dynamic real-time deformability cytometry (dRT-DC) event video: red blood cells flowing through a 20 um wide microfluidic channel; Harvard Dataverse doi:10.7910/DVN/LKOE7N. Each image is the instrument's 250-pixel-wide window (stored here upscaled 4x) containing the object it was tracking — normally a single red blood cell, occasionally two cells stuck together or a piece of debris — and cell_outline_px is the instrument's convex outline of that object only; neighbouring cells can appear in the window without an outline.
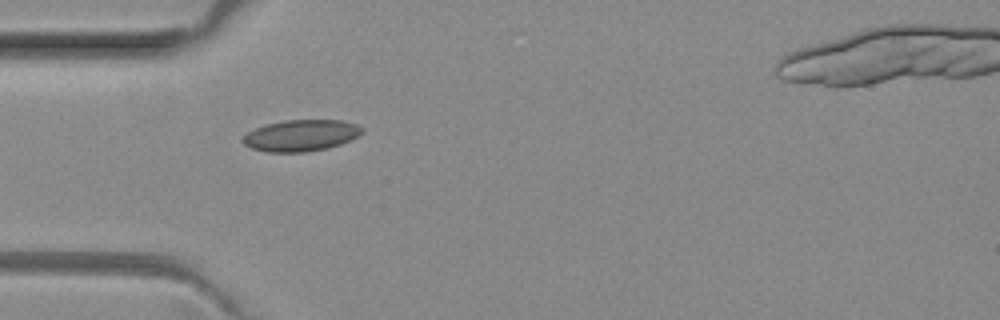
{"species": "common noctule bat (a hibernating species)", "species_latin": "Nyctalus noctula", "temperature_condition": "room temperature", "stored_images_in_passage": 1, "camera_frame_rate_fps": 3000, "um_per_image_px": 0.085, "animal": {"sex": "female", "body_mass_g": 29.2, "forearm_length_mm": 56.3}, "frame": {"image": 1, "passage_image": 1, "time_ms": 0.0, "image_size_px": [1000, 320], "cell_outline_px": [[364, 132], [340, 144], [328, 148], [304, 152], [268, 152], [252, 148], [244, 144], [240, 140], [248, 132], [256, 128], [268, 124], [284, 120], [344, 120], [356, 124], [364, 128]], "centroid_in_image_um": [25.59, 11.51], "position_along_channel_um": 59.4, "area_um2": 21.73}}